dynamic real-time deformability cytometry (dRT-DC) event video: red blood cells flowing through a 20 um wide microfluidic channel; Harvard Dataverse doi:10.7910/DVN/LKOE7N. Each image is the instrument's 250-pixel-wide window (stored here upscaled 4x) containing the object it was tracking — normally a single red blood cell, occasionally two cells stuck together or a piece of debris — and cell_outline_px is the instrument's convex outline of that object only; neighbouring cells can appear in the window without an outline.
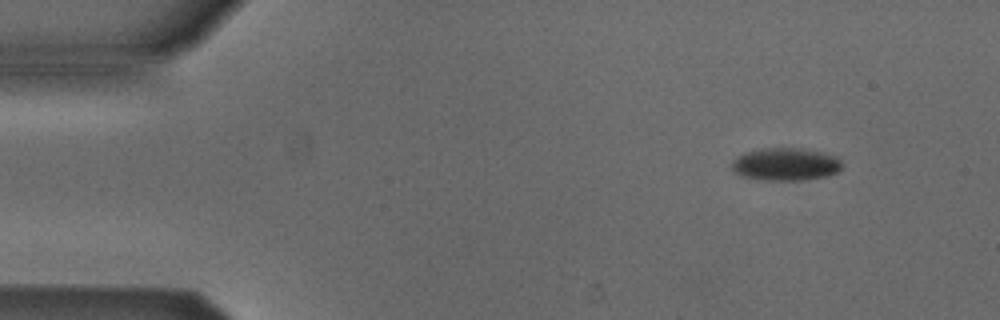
{"species": "Egyptian fruit bat (a non-hibernating species)", "species_latin": "Rousettus aegyptiacus", "temperature_condition": "cold", "stored_images_in_passage": 7, "camera_frame_rate_fps": 3000, "um_per_image_px": 0.085, "animal": {"sex": "male"}, "frame": {"image": 1, "passage_image": 1, "time_ms": 0.0, "image_size_px": [1000, 320], "cell_outline_px": [[840, 168], [836, 172], [824, 176], [800, 180], [756, 180], [740, 176], [732, 172], [732, 160], [736, 156], [748, 152], [764, 148], [800, 148], [820, 152], [836, 156], [840, 160]], "centroid_in_image_um": [66.69, 13.97], "position_along_channel_um": 18.3, "area_um2": 20.92}}
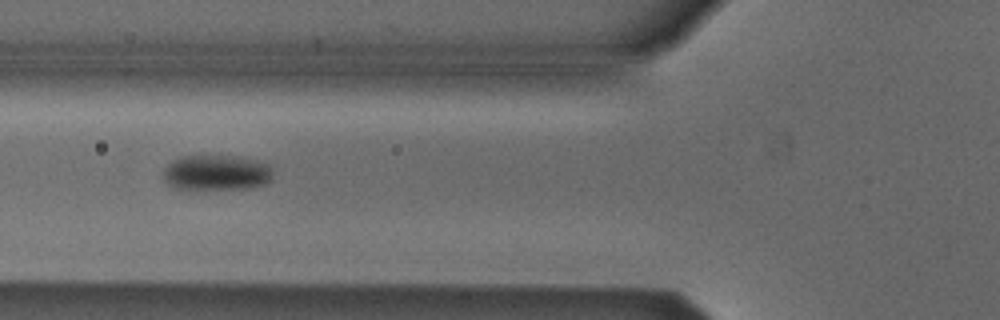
{"frame": {"image": 2, "passage_image": 5, "time_ms": 1.333, "image_size_px": [1000, 320], "cell_outline_px": [[272, 180], [264, 184], [248, 188], [188, 192], [172, 188], [164, 180], [164, 168], [172, 160], [180, 156], [236, 156], [256, 160], [268, 164], [272, 172]], "centroid_in_image_um": [18.34, 14.73], "position_along_channel_um": 107.5, "area_um2": 23.52}}
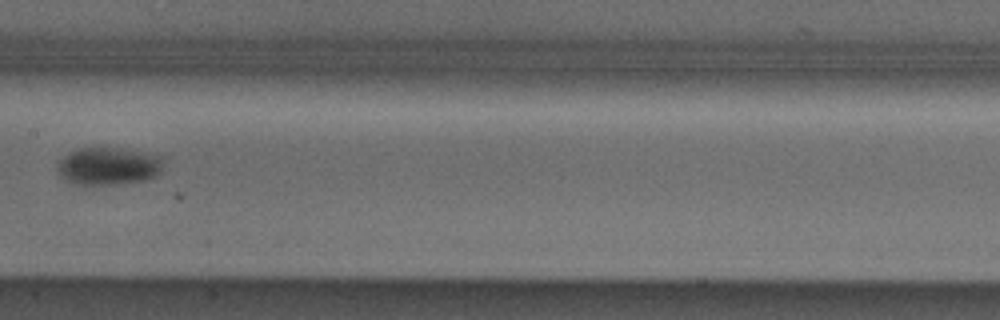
{"frame": {"image": 3, "passage_image": 7, "time_ms": 2.0, "image_size_px": [1000, 320], "cell_outline_px": [[164, 160], [160, 172], [156, 176], [144, 180], [112, 184], [72, 184], [60, 176], [56, 168], [56, 160], [68, 152], [76, 148], [120, 148], [164, 156]], "centroid_in_image_um": [9.17, 14.1], "position_along_channel_um": 198.2, "area_um2": 23.52}}